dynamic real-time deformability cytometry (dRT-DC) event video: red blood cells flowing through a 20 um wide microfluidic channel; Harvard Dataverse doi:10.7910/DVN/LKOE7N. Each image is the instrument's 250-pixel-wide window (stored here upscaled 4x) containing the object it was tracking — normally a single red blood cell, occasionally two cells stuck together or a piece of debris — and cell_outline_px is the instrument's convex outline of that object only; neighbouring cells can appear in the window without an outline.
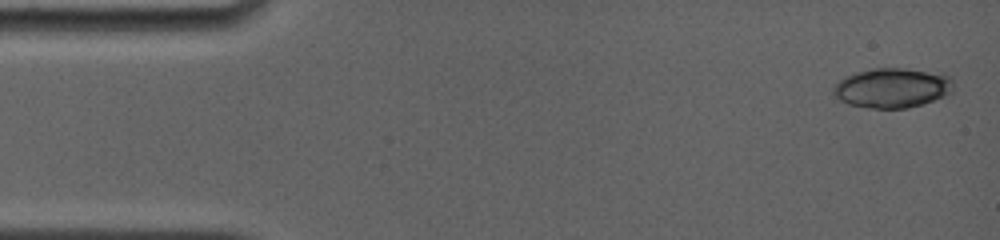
{"species": "common noctule bat (a hibernating species)", "species_latin": "Nyctalus noctula", "temperature_condition": "room temperature", "stored_images_in_passage": 8, "camera_frame_rate_fps": 4000, "um_per_image_px": 0.085, "animal": {"sex": "female", "body_mass_g": 19.0, "forearm_length_mm": 56.7}, "frame": {"image": 1, "passage_image": 1, "time_ms": 0.0, "image_size_px": [1000, 240], "cell_outline_px": [[952, 92], [944, 96], [924, 104], [908, 108], [868, 108], [848, 104], [840, 100], [832, 92], [832, 88], [844, 76], [856, 72], [872, 68], [904, 68], [944, 72], [952, 76]], "centroid_in_image_um": [75.88, 7.45], "position_along_channel_um": 9.1, "area_um2": 28.26}}
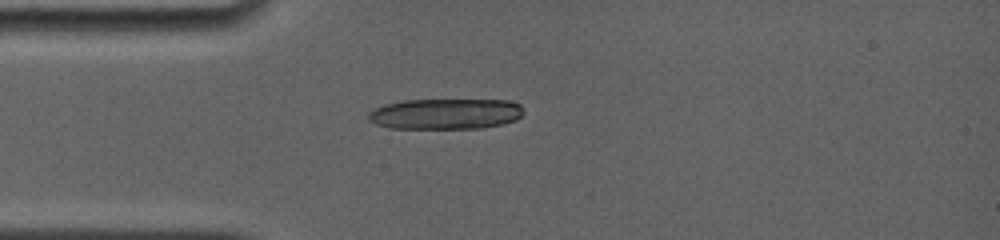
{"frame": {"image": 2, "passage_image": 8, "time_ms": 3.75, "image_size_px": [1000, 240], "cell_outline_px": [[524, 112], [516, 120], [504, 124], [480, 128], [388, 128], [376, 124], [368, 120], [368, 112], [384, 104], [404, 100], [512, 100], [520, 104]], "centroid_in_image_um": [37.88, 9.67], "position_along_channel_um": 47.1, "area_um2": 27.92}}